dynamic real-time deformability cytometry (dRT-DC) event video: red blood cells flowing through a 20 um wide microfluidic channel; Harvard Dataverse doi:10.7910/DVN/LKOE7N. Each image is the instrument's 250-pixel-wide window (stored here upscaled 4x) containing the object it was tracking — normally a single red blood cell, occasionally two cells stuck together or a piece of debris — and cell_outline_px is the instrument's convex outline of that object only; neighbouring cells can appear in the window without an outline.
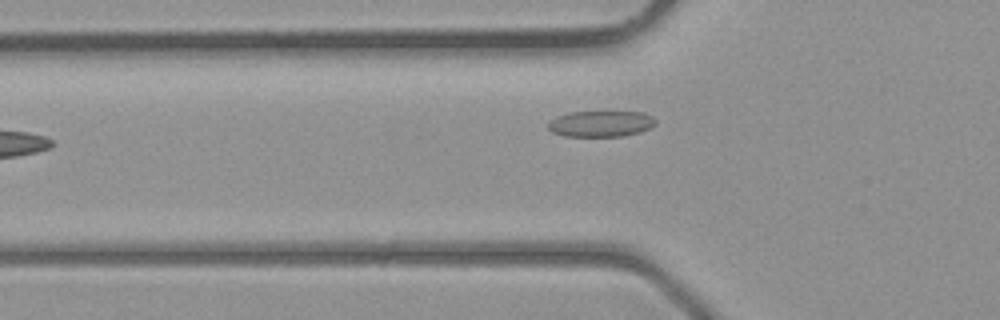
{"species": "common noctule bat (a hibernating species)", "species_latin": "Nyctalus noctula", "temperature_condition": "room temperature", "stored_images_in_passage": 4, "camera_frame_rate_fps": 3000, "um_per_image_px": 0.085, "animal": {"sex": "male", "body_mass_g": 23.1, "forearm_length_mm": 52.7}, "frame": {"image": 1, "passage_image": 4, "time_ms": 4.333, "image_size_px": [1000, 320], "cell_outline_px": [[656, 124], [640, 132], [624, 136], [564, 136], [552, 132], [548, 128], [548, 124], [556, 116], [568, 112], [608, 108], [644, 112], [652, 116], [656, 120]], "centroid_in_image_um": [51.11, 10.45], "position_along_channel_um": 74.7, "area_um2": 17.4}}